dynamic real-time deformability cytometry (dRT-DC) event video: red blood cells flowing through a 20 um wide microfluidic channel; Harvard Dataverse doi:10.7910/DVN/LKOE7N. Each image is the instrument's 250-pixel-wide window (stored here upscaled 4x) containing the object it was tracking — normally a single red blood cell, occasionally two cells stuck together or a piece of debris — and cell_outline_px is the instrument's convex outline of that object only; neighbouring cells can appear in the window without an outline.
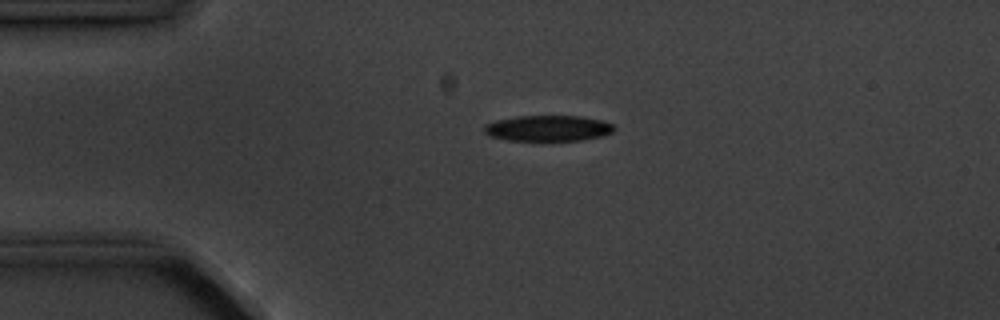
{"species": "common noctule bat (a hibernating species)", "species_latin": "Nyctalus noctula", "temperature_condition": "cold", "stored_images_in_passage": 5, "camera_frame_rate_fps": 3000, "um_per_image_px": 0.085, "animal": {"sex": "male", "body_mass_g": 20.1, "forearm_length_mm": 53.5}, "frame": {"image": 1, "passage_image": 4, "time_ms": 3.333, "image_size_px": [1000, 320], "cell_outline_px": [[616, 128], [612, 132], [600, 136], [584, 140], [508, 140], [488, 136], [484, 132], [484, 124], [496, 120], [516, 116], [580, 116], [604, 120], [612, 124]], "centroid_in_image_um": [46.57, 10.89], "position_along_channel_um": 38.4, "area_um2": 19.59}}